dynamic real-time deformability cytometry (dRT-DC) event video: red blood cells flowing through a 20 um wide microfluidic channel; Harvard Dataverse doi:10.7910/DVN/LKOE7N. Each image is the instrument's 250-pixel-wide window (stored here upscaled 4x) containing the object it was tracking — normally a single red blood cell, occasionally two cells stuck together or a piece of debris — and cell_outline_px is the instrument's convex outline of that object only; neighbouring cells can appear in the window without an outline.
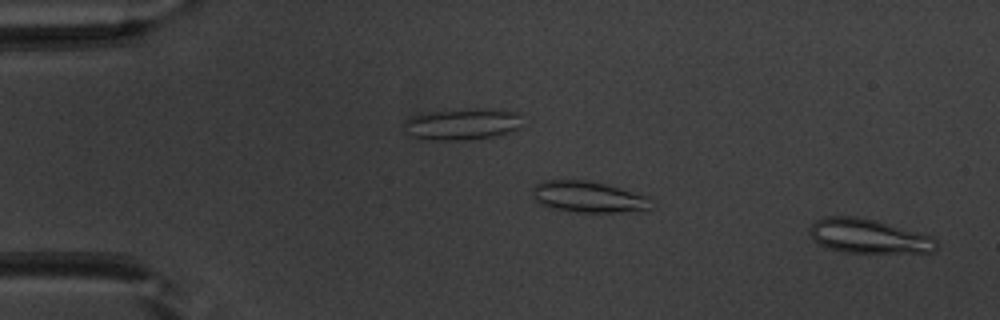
{"species": "common noctule bat (a hibernating species)", "species_latin": "Nyctalus noctula", "temperature_condition": "warm", "stored_images_in_passage": 50, "camera_frame_rate_fps": 3000, "um_per_image_px": 0.085, "animal": {"sex": "male", "body_mass_g": 20.1, "forearm_length_mm": 53.5}, "frame": {"image": 1, "passage_image": 1, "time_ms": 0.0, "image_size_px": [1000, 320], "cell_outline_px": [[936, 252], [844, 252], [828, 248], [820, 244], [808, 232], [808, 228], [816, 220], [824, 216], [856, 216], [872, 220], [932, 236], [936, 240]], "centroid_in_image_um": [73.79, 20.07], "position_along_channel_um": 11.2, "area_um2": 24.85}}
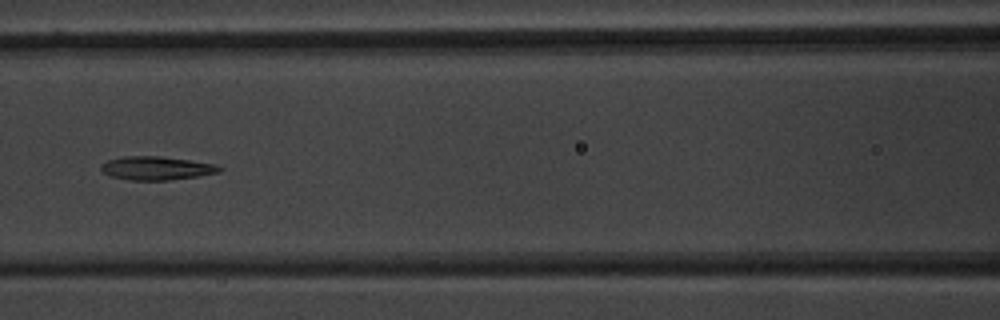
{"frame": {"image": 2, "passage_image": 22, "time_ms": 7.0, "image_size_px": [1000, 320], "cell_outline_px": [[224, 168], [220, 172], [196, 176], [168, 180], [128, 180], [108, 176], [100, 168], [100, 164], [108, 160], [124, 156], [160, 156], [216, 164]], "centroid_in_image_um": [13.27, 14.29], "position_along_channel_um": 153.3, "area_um2": 16.24}}
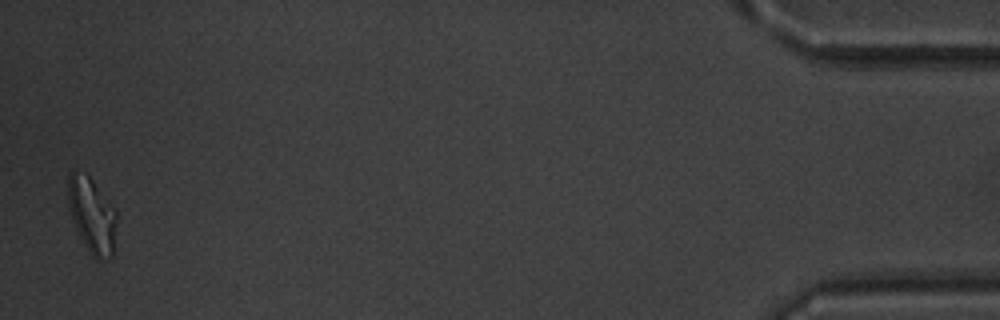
{"frame": {"image": 3, "passage_image": 49, "time_ms": 16.0, "image_size_px": [1000, 320], "cell_outline_px": [[116, 220], [112, 256], [108, 260], [96, 260], [88, 252], [72, 220], [68, 208], [68, 172], [72, 172], [88, 176], [92, 180], [116, 208]], "centroid_in_image_um": [7.82, 18.34], "position_along_channel_um": 427.4, "area_um2": 21.27}, "authors_computed_cell_mechanics": {"area_um2": 17.2533, "velocity_mm_per_s": 3.9884, "shape_relaxation_time_tau1_ms": null, "shape_relaxation_time_tau2_ms": 3.7093, "deformation_change_tau1": null, "deformation_change_tau2": 0.1185}}